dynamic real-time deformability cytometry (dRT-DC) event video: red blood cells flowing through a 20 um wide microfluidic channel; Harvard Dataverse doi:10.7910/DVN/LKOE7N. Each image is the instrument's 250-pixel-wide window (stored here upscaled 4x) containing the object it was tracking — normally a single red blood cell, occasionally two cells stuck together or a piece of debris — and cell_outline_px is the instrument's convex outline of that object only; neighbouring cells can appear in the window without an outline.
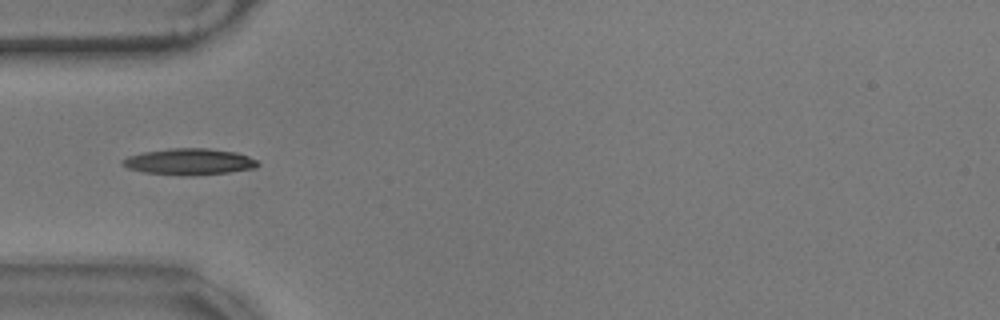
{"species": "common noctule bat (a hibernating species)", "species_latin": "Nyctalus noctula", "temperature_condition": "warm", "stored_images_in_passage": 31, "camera_frame_rate_fps": 3000, "um_per_image_px": 0.085, "animal": {"sex": "male", "body_mass_g": 17.9}, "frame": {"image": 1, "passage_image": 1, "time_ms": 0.0, "image_size_px": [1000, 320], "cell_outline_px": [[260, 164], [256, 168], [228, 172], [144, 172], [128, 168], [120, 164], [120, 160], [128, 156], [144, 152], [172, 148], [208, 148], [236, 152], [248, 156], [256, 160]], "centroid_in_image_um": [16.09, 13.68], "position_along_channel_um": 68.9, "area_um2": 19.54}}
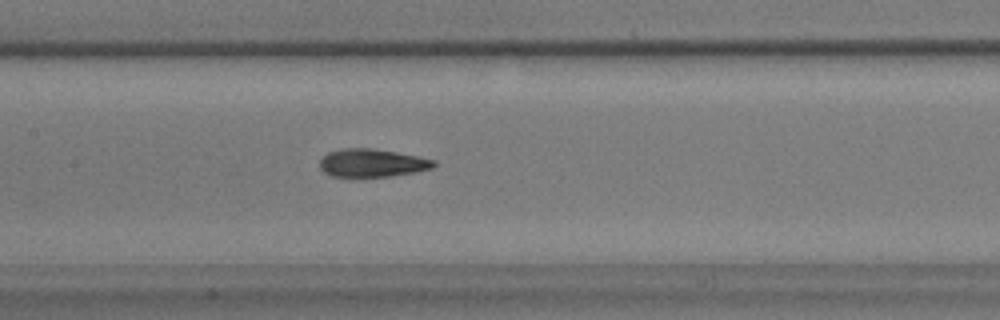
{"frame": {"image": 2, "passage_image": 10, "time_ms": 3.0, "image_size_px": [1000, 320], "cell_outline_px": [[436, 164], [432, 168], [412, 172], [388, 176], [356, 180], [332, 176], [324, 172], [320, 168], [320, 160], [328, 152], [340, 148], [372, 148], [396, 152], [436, 160]], "centroid_in_image_um": [31.55, 13.89], "position_along_channel_um": 175.8, "area_um2": 19.19}}